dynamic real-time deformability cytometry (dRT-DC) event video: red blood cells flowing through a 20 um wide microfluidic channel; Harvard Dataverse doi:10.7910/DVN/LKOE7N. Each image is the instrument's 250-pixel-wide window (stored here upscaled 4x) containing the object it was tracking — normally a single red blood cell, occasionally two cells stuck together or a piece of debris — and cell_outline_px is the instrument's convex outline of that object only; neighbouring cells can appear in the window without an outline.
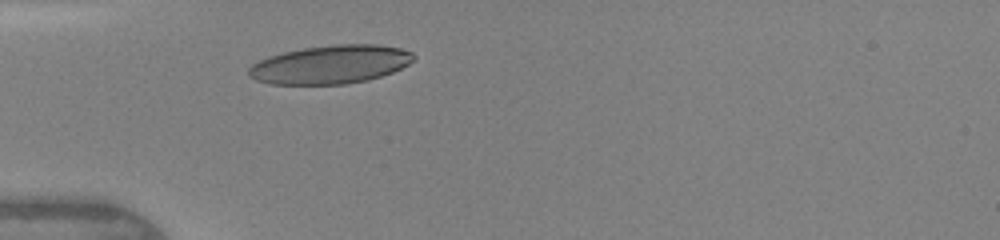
{"species": "human", "species_latin": "Homo sapiens", "temperature_condition": "warm", "stored_images_in_passage": 10, "camera_frame_rate_fps": 3000, "um_per_image_px": 0.085, "donor": {"sex": "female"}, "frame": {"image": 1, "passage_image": 1, "time_ms": 0.0, "image_size_px": [1000, 240], "cell_outline_px": [[416, 60], [392, 72], [368, 80], [344, 84], [272, 84], [256, 80], [248, 76], [248, 68], [252, 64], [268, 56], [284, 52], [304, 48], [336, 44], [376, 44], [400, 48], [412, 52], [416, 56]], "centroid_in_image_um": [28.1, 5.48], "position_along_channel_um": 56.9, "area_um2": 36.99}}
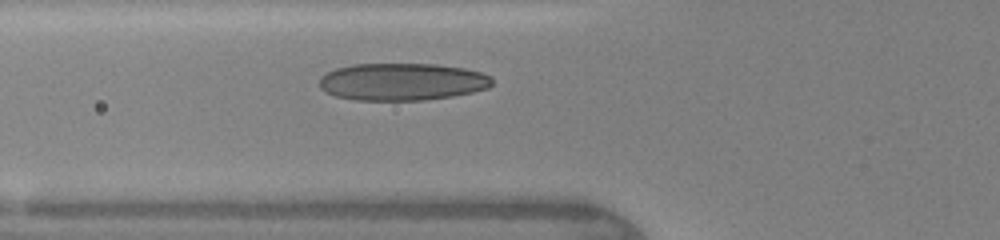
{"frame": {"image": 2, "passage_image": 5, "time_ms": 1.0, "image_size_px": [1000, 240], "cell_outline_px": [[492, 84], [488, 88], [472, 92], [452, 96], [424, 100], [356, 100], [336, 96], [320, 88], [320, 76], [336, 68], [356, 64], [436, 64], [464, 68], [480, 72], [488, 76], [492, 80]], "centroid_in_image_um": [34.18, 6.95], "position_along_channel_um": 91.6, "area_um2": 37.4}}